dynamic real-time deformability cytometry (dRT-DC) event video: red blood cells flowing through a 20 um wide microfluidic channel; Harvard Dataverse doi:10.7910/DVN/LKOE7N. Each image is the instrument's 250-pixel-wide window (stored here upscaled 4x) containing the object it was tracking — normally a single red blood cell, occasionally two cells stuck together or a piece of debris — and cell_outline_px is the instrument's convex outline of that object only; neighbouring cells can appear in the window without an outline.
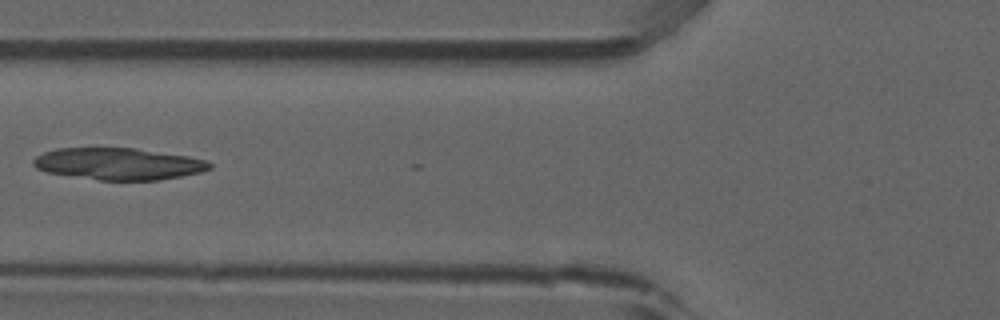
{"species": "common noctule bat (a hibernating species)", "species_latin": "Nyctalus noctula", "temperature_condition": "room temperature", "stored_images_in_passage": 5, "camera_frame_rate_fps": 3000, "um_per_image_px": 0.085, "animal": {"sex": "male", "forearm_length_mm": 52.5}, "frame": {"image": 1, "passage_image": 3, "time_ms": 0.667, "image_size_px": [1000, 320], "cell_outline_px": [[212, 168], [200, 172], [180, 176], [156, 180], [100, 180], [48, 172], [36, 168], [32, 164], [32, 160], [36, 156], [44, 152], [56, 148], [136, 148], [188, 156], [204, 160], [212, 164]], "centroid_in_image_um": [10.05, 13.92], "position_along_channel_um": 115.7, "area_um2": 32.48}}
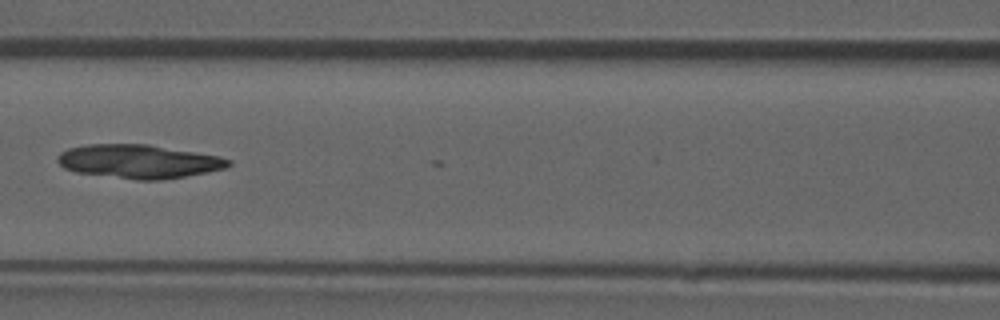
{"frame": {"image": 2, "passage_image": 4, "time_ms": 1.0, "image_size_px": [1000, 320], "cell_outline_px": [[232, 164], [224, 168], [208, 172], [160, 180], [136, 180], [76, 172], [64, 168], [56, 160], [56, 156], [60, 152], [68, 148], [88, 144], [148, 144], [220, 156], [232, 160]], "centroid_in_image_um": [11.78, 13.72], "position_along_channel_um": 154.8, "area_um2": 33.64}}